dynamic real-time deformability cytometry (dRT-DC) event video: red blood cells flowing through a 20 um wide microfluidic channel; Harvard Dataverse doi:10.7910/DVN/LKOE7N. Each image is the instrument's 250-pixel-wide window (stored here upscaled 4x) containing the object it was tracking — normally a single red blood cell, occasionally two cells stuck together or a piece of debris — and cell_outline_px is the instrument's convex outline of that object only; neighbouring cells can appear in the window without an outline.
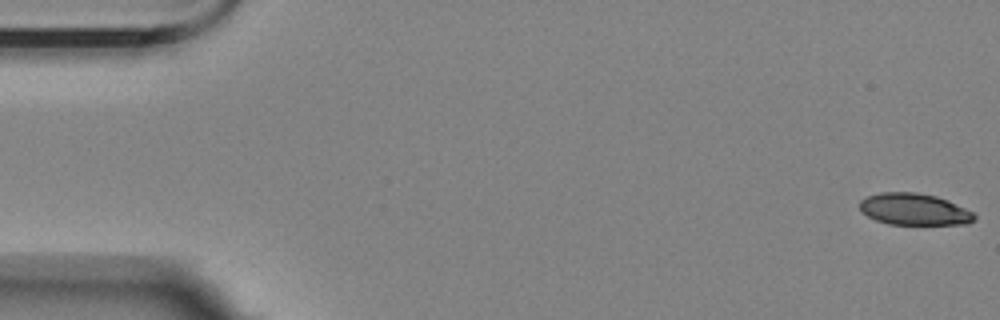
{"species": "Egyptian fruit bat (a non-hibernating species)", "species_latin": "Rousettus aegyptiacus", "temperature_condition": "room temperature", "stored_images_in_passage": 57, "camera_frame_rate_fps": 3000, "um_per_image_px": 0.085, "animal": {"sex": "female"}, "frame": {"image": 1, "passage_image": 1, "time_ms": 0.0, "image_size_px": [1000, 320], "cell_outline_px": [[976, 220], [968, 224], [888, 224], [876, 220], [860, 212], [860, 200], [868, 196], [880, 192], [916, 192], [936, 196], [948, 200], [972, 212], [976, 216]], "centroid_in_image_um": [77.7, 17.79], "position_along_channel_um": 7.3, "area_um2": 21.21}}
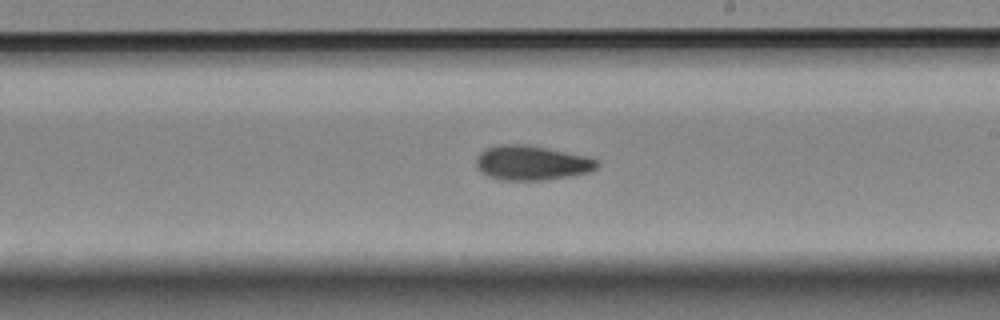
{"frame": {"image": 2, "passage_image": 33, "time_ms": 10.667, "image_size_px": [1000, 320], "cell_outline_px": [[600, 164], [596, 168], [588, 172], [568, 176], [544, 180], [504, 180], [488, 176], [480, 172], [476, 168], [476, 156], [484, 148], [500, 144], [528, 144], [588, 156], [600, 160]], "centroid_in_image_um": [45.18, 13.83], "position_along_channel_um": 243.8, "area_um2": 24.68}}
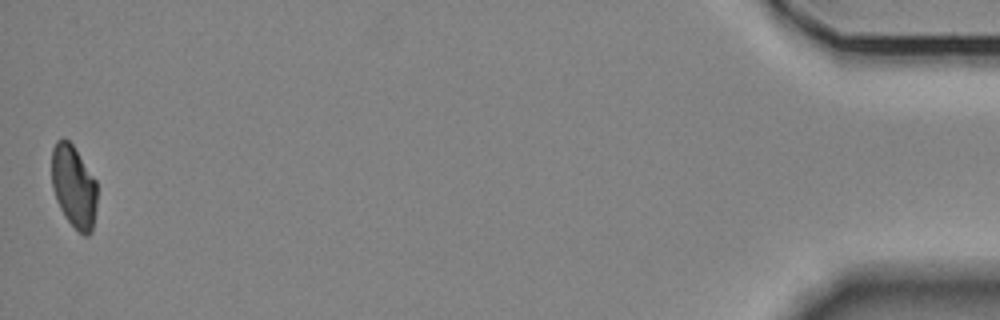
{"frame": {"image": 3, "passage_image": 57, "time_ms": 18.667, "image_size_px": [1000, 320], "cell_outline_px": [[96, 208], [92, 232], [88, 236], [84, 236], [64, 216], [56, 200], [52, 188], [52, 148], [56, 140], [64, 136], [72, 144], [96, 180]], "centroid_in_image_um": [6.26, 15.84], "position_along_channel_um": 428.9, "area_um2": 21.91}, "authors_computed_cell_mechanics": {"area_um2": 23.3512, "velocity_mm_per_s": 3.4724, "shape_relaxation_time_tau1_ms": 6.1179, "shape_relaxation_time_tau2_ms": 3.8851, "deformation_change_tau1": 0.1388, "deformation_change_tau2": 0.0923}}